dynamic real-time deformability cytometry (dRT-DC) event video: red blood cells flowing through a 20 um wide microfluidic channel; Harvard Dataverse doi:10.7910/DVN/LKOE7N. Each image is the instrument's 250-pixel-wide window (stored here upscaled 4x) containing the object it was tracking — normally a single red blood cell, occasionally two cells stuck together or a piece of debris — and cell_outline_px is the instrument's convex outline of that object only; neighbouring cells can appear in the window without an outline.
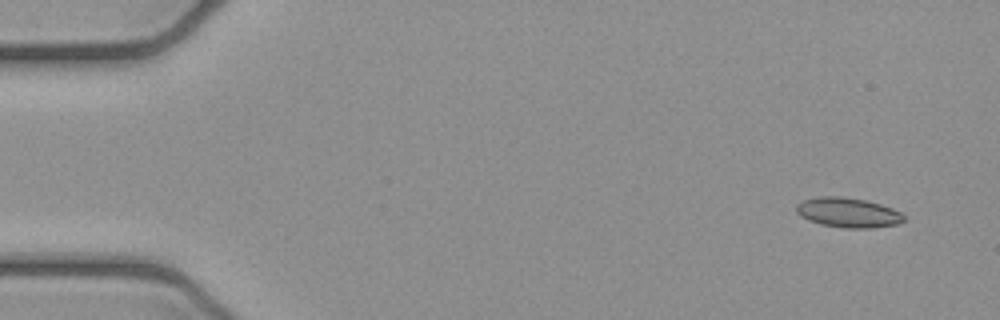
{"species": "common noctule bat (a hibernating species)", "species_latin": "Nyctalus noctula", "temperature_condition": "cold", "stored_images_in_passage": 6, "segment_of_instrument_passage": [2, 2], "camera_frame_rate_fps": 3000, "um_per_image_px": 0.085, "animal": {"sex": "female", "body_mass_g": 21.9}, "frame": {"image": 1, "passage_image": 6, "time_ms": 1.667, "image_size_px": [1000, 320], "cell_outline_px": [[904, 220], [896, 224], [872, 228], [844, 228], [820, 224], [808, 220], [800, 216], [796, 212], [796, 204], [804, 200], [820, 196], [840, 196], [864, 200], [880, 204], [892, 208], [900, 212], [904, 216]], "centroid_in_image_um": [72.05, 18.07], "position_along_channel_um": 12.9, "area_um2": 18.61}}